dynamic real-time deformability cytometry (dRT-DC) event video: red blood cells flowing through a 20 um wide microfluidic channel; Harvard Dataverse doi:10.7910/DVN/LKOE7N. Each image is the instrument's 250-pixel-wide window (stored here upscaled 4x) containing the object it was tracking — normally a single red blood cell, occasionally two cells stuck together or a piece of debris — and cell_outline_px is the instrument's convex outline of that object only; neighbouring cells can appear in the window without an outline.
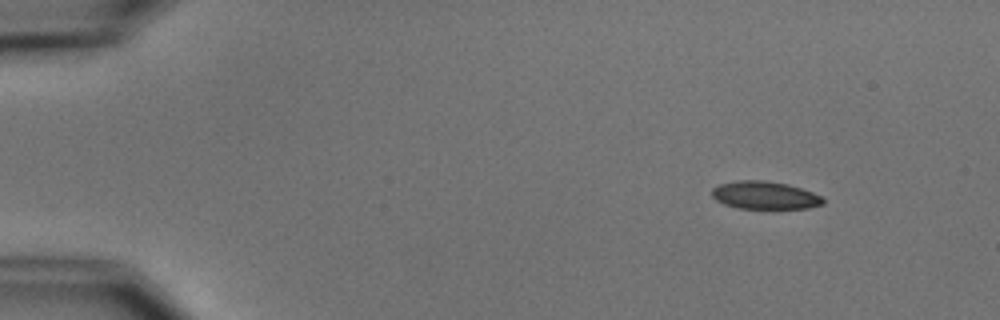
{"species": "common noctule bat (a hibernating species)", "species_latin": "Nyctalus noctula", "temperature_condition": "cold", "stored_images_in_passage": 4, "camera_frame_rate_fps": 3000, "um_per_image_px": 0.085, "animal": {"sex": "male", "body_mass_g": 15.6}, "frame": {"image": 1, "passage_image": 1, "time_ms": 0.0, "image_size_px": [1000, 320], "cell_outline_px": [[824, 204], [808, 208], [740, 208], [724, 204], [716, 200], [712, 196], [712, 188], [720, 184], [740, 180], [760, 180], [788, 184], [812, 192], [820, 196], [824, 200]], "centroid_in_image_um": [65.0, 16.59], "position_along_channel_um": 20.0, "area_um2": 17.8}}
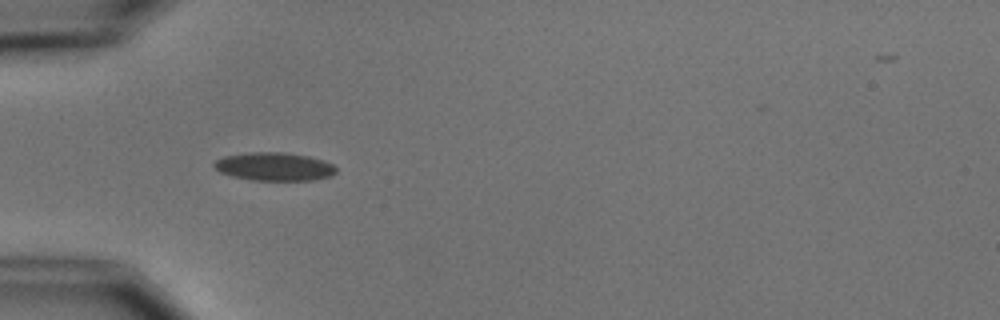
{"frame": {"image": 2, "passage_image": 4, "time_ms": 3.667, "image_size_px": [1000, 320], "cell_outline_px": [[336, 172], [328, 176], [312, 180], [252, 180], [232, 176], [220, 172], [212, 164], [216, 160], [224, 156], [252, 152], [284, 152], [308, 156], [324, 160], [332, 164], [336, 168]], "centroid_in_image_um": [23.3, 14.15], "position_along_channel_um": 61.7, "area_um2": 19.94}}